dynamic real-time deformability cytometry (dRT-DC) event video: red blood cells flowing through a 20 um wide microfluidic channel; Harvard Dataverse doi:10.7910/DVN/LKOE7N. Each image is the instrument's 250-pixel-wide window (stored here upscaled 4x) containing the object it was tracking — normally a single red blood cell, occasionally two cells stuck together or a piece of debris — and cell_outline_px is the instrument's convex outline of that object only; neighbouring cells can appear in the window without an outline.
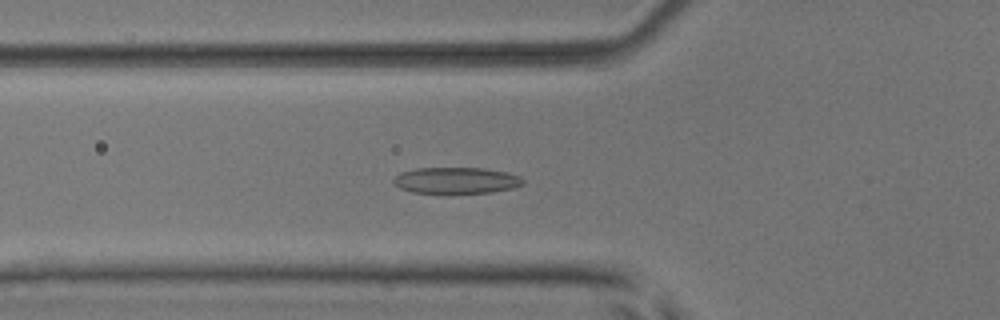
{"species": "common noctule bat (a hibernating species)", "species_latin": "Nyctalus noctula", "temperature_condition": "room temperature", "stored_images_in_passage": 47, "camera_frame_rate_fps": 3000, "um_per_image_px": 0.085, "animal": {"sex": "male", "body_mass_g": 17.9, "forearm_length_mm": 54.2}, "frame": {"image": 1, "passage_image": 19, "time_ms": 6.0, "image_size_px": [1000, 320], "cell_outline_px": [[524, 184], [512, 188], [492, 192], [412, 192], [400, 188], [392, 180], [400, 172], [416, 168], [484, 168], [508, 172], [520, 176], [524, 180]], "centroid_in_image_um": [38.81, 15.31], "position_along_channel_um": 87.0, "area_um2": 19.59}}
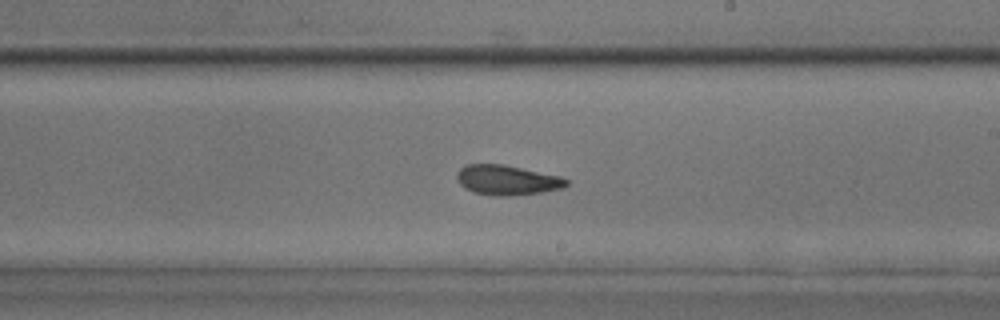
{"frame": {"image": 2, "passage_image": 31, "time_ms": 10.0, "image_size_px": [1000, 320], "cell_outline_px": [[568, 184], [564, 188], [544, 192], [508, 196], [492, 196], [472, 192], [464, 188], [460, 184], [456, 176], [456, 172], [464, 164], [504, 164], [560, 176], [568, 180]], "centroid_in_image_um": [43.08, 15.31], "position_along_channel_um": 245.9, "area_um2": 19.36}}
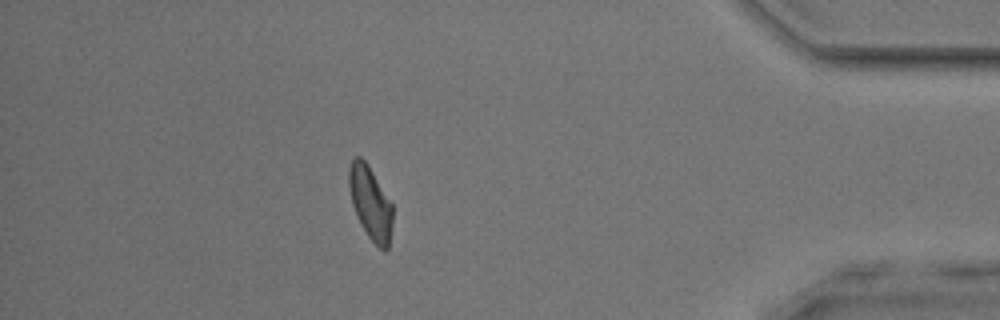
{"frame": {"image": 3, "passage_image": 46, "time_ms": 15.0, "image_size_px": [1000, 320], "cell_outline_px": [[392, 224], [388, 248], [384, 252], [368, 236], [352, 204], [348, 184], [348, 172], [352, 160], [356, 156], [360, 156], [368, 164], [392, 204]], "centroid_in_image_um": [31.49, 17.22], "position_along_channel_um": 403.7, "area_um2": 18.26}}